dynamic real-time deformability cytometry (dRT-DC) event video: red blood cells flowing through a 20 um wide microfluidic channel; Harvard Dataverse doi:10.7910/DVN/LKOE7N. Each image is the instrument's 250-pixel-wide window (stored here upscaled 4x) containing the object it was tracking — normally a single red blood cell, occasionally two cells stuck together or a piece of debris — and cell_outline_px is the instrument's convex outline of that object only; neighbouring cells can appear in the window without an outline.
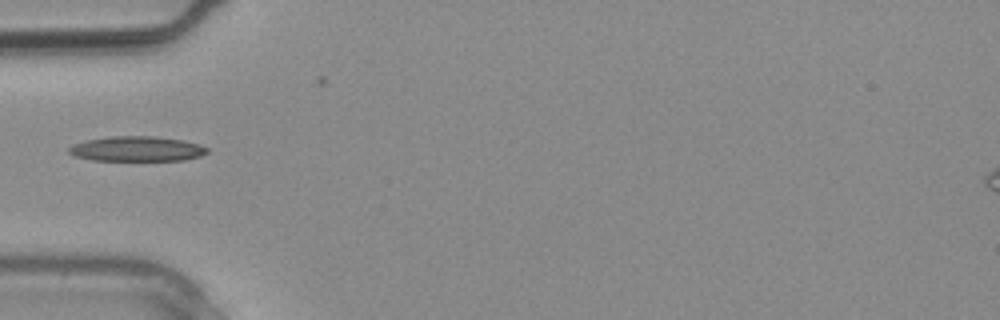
{"species": "common noctule bat (a hibernating species)", "species_latin": "Nyctalus noctula", "temperature_condition": "warm", "stored_images_in_passage": 3, "camera_frame_rate_fps": 3000, "um_per_image_px": 0.085, "animal": {"sex": "male", "body_mass_g": 20.4}, "frame": {"image": 1, "passage_image": 3, "time_ms": 0.667, "image_size_px": [1000, 320], "cell_outline_px": [[208, 152], [200, 156], [184, 160], [92, 160], [72, 156], [68, 152], [68, 148], [72, 144], [84, 140], [112, 136], [156, 136], [180, 140], [196, 144], [208, 148]], "centroid_in_image_um": [11.56, 12.65], "position_along_channel_um": 73.4, "area_um2": 20.11}}